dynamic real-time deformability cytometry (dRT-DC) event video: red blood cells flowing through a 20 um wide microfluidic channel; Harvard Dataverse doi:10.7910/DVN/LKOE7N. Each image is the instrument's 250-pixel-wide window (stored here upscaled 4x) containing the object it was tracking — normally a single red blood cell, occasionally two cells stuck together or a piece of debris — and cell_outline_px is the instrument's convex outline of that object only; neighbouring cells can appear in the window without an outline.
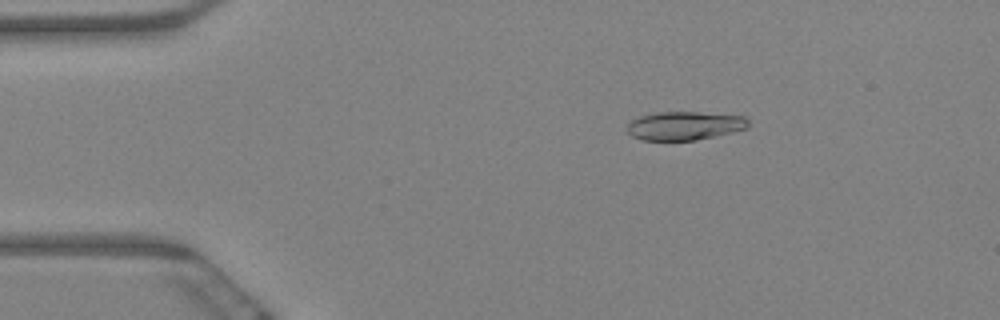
{"species": "Egyptian fruit bat (a non-hibernating species)", "species_latin": "Rousettus aegyptiacus", "temperature_condition": "warm", "stored_images_in_passage": 63, "camera_frame_rate_fps": 3000, "um_per_image_px": 0.085, "animal": {"sex": "female"}, "frame": {"image": 1, "passage_image": 11, "time_ms": 3.333, "image_size_px": [1000, 320], "cell_outline_px": [[748, 128], [732, 132], [696, 140], [644, 140], [632, 136], [628, 132], [628, 124], [632, 120], [640, 116], [656, 112], [696, 112], [744, 116], [748, 120]], "centroid_in_image_um": [58.19, 10.68], "position_along_channel_um": 26.8, "area_um2": 20.0}}
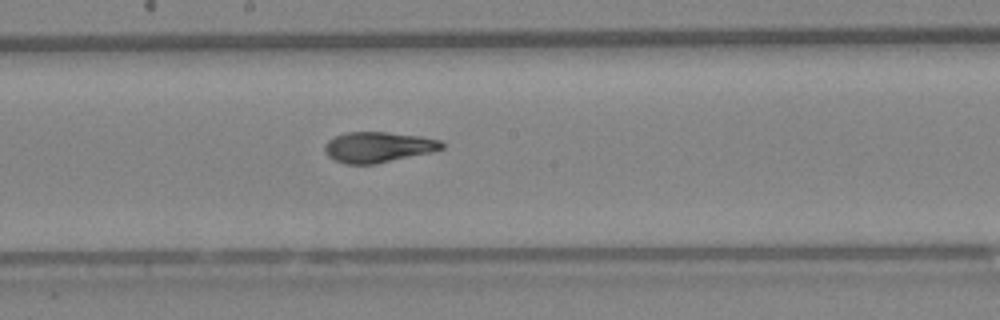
{"frame": {"image": 2, "passage_image": 34, "time_ms": 11.0, "image_size_px": [1000, 320], "cell_outline_px": [[444, 148], [432, 152], [376, 164], [344, 164], [328, 156], [324, 152], [324, 144], [328, 140], [344, 132], [388, 132], [420, 136], [440, 140], [444, 144]], "centroid_in_image_um": [32.13, 12.5], "position_along_channel_um": 216.1, "area_um2": 20.98}}
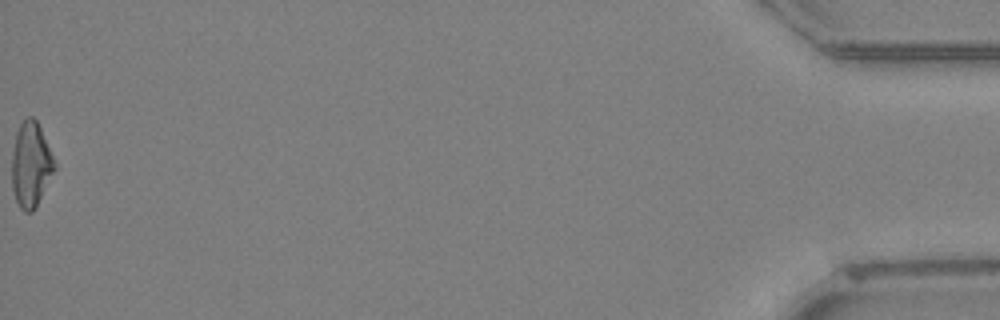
{"frame": {"image": 3, "passage_image": 63, "time_ms": 20.667, "image_size_px": [1000, 320], "cell_outline_px": [[56, 168], [36, 208], [32, 212], [24, 212], [20, 208], [16, 200], [12, 188], [12, 152], [16, 132], [20, 124], [28, 116], [32, 116], [36, 120], [40, 128], [56, 164]], "centroid_in_image_um": [2.62, 14.02], "position_along_channel_um": 432.6, "area_um2": 21.1}, "authors_computed_cell_mechanics": {"area_um2": 21.097, "velocity_mm_per_s": 3.3023, "shape_relaxation_time_tau1_ms": 10.1883, "shape_relaxation_time_tau2_ms": 1.9155, "deformation_change_tau1": 0.2574, "deformation_change_tau2": 0.0735}}